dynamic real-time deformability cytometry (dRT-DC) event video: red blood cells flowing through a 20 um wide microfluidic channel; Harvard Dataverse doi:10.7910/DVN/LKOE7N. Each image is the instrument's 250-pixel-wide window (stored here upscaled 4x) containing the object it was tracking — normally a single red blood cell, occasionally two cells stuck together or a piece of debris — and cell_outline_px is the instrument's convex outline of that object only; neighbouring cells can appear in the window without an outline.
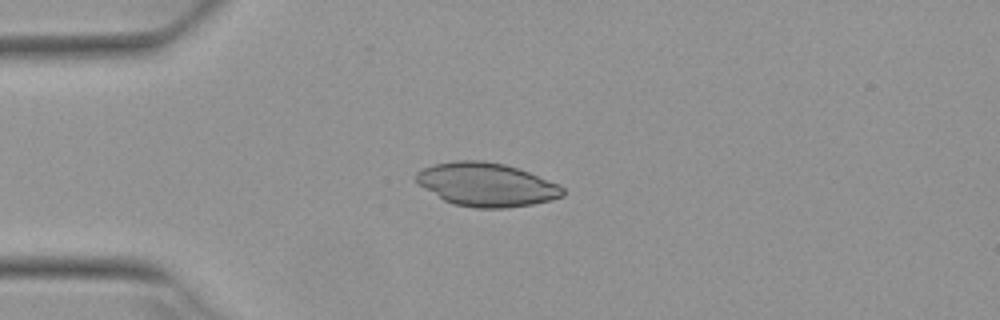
{"species": "Egyptian fruit bat (a non-hibernating species)", "species_latin": "Rousettus aegyptiacus", "temperature_condition": "warm", "stored_images_in_passage": 3, "camera_frame_rate_fps": 3000, "um_per_image_px": 0.085, "animal": {"sex": "female"}, "frame": {"image": 1, "passage_image": 2, "time_ms": 0.333, "image_size_px": [1000, 320], "cell_outline_px": [[564, 196], [552, 200], [532, 204], [504, 208], [476, 208], [452, 204], [444, 200], [424, 188], [416, 180], [416, 172], [424, 168], [436, 164], [456, 160], [484, 160], [504, 164], [528, 172], [560, 184], [564, 188]], "centroid_in_image_um": [41.37, 15.69], "position_along_channel_um": 43.6, "area_um2": 37.11}}